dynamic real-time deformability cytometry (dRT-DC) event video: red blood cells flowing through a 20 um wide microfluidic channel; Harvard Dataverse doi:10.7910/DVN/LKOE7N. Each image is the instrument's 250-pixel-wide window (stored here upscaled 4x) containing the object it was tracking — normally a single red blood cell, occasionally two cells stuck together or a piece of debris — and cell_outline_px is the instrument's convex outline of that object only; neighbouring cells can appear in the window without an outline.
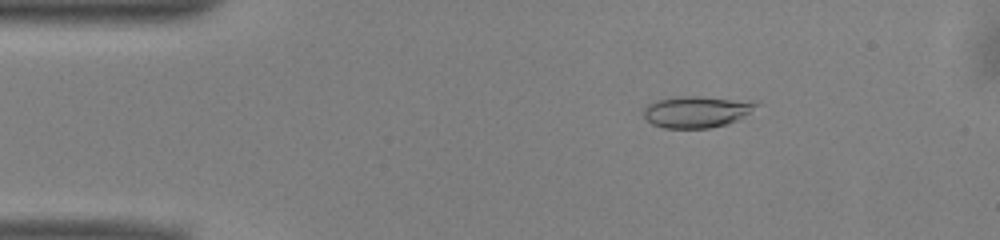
{"species": "common noctule bat (a hibernating species)", "species_latin": "Nyctalus noctula", "temperature_condition": "warm", "stored_images_in_passage": 51, "camera_frame_rate_fps": 3000, "um_per_image_px": 0.085, "animal": {"sex": "male", "body_mass_g": 13.0, "forearm_length_mm": 53.1}, "frame": {"image": 1, "passage_image": 8, "time_ms": 2.333, "image_size_px": [1000, 240], "cell_outline_px": [[760, 104], [736, 120], [728, 124], [708, 128], [664, 128], [652, 124], [644, 116], [644, 108], [648, 104], [656, 100], [676, 96], [700, 96], [756, 100]], "centroid_in_image_um": [59.22, 9.48], "position_along_channel_um": 25.8, "area_um2": 20.87}}
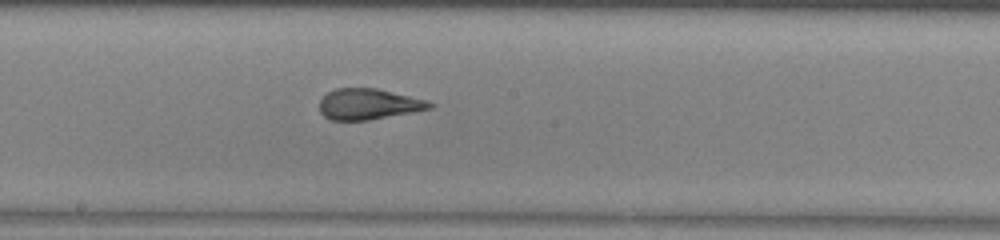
{"frame": {"image": 2, "passage_image": 27, "time_ms": 8.667, "image_size_px": [1000, 240], "cell_outline_px": [[436, 104], [432, 108], [412, 112], [368, 120], [332, 120], [324, 116], [320, 112], [320, 100], [328, 92], [336, 88], [376, 88], [424, 100]], "centroid_in_image_um": [31.3, 8.85], "position_along_channel_um": 216.9, "area_um2": 19.54}}
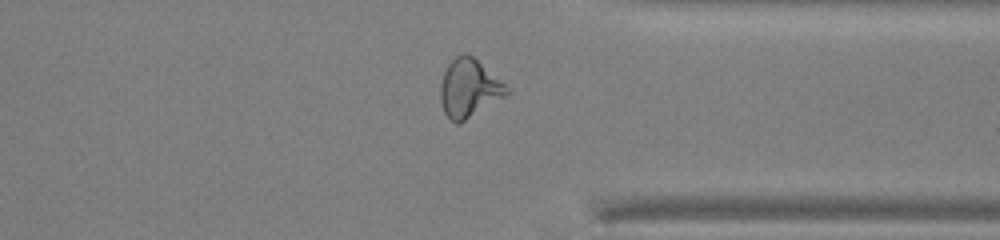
{"frame": {"image": 3, "passage_image": 39, "time_ms": 12.667, "image_size_px": [1000, 240], "cell_outline_px": [[512, 92], [460, 124], [456, 124], [444, 112], [440, 100], [440, 84], [444, 72], [448, 64], [456, 56], [464, 52], [472, 56], [504, 84]], "centroid_in_image_um": [39.85, 7.53], "position_along_channel_um": 371.6, "area_um2": 22.25}, "authors_computed_cell_mechanics": {"area_um2": 20.8658, "velocity_mm_per_s": 3.9752, "shape_relaxation_time_tau1_ms": 6.7808, "shape_relaxation_time_tau2_ms": 1.0016, "deformation_change_tau1": 0.2207, "deformation_change_tau2": 0.096}}